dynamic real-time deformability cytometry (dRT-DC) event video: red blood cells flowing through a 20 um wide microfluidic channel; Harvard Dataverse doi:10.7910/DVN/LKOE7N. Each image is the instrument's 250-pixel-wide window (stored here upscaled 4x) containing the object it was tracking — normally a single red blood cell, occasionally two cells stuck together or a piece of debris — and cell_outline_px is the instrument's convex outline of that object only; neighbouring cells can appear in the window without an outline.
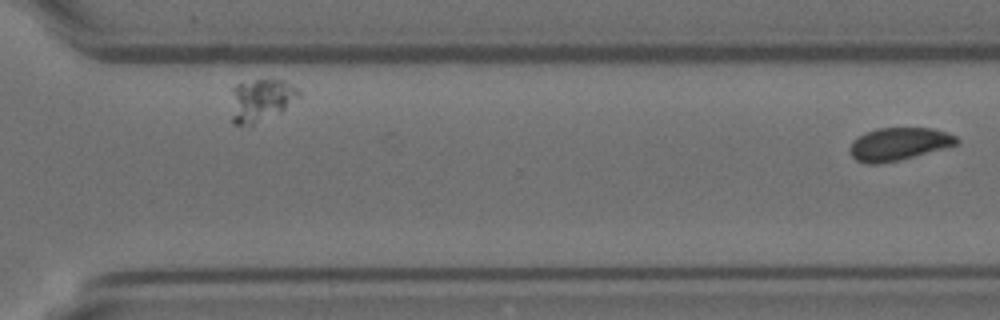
{"species": "Egyptian fruit bat (a non-hibernating species)", "species_latin": "Rousettus aegyptiacus", "temperature_condition": "room temperature", "stored_images_in_passage": 34, "segment_of_instrument_passage": [2, 2], "camera_frame_rate_fps": 3000, "um_per_image_px": 0.085, "animal": {"sex": "female"}, "frame": {"image": 1, "passage_image": 34, "time_ms": 11.0, "image_size_px": [1000, 320], "cell_outline_px": [[960, 144], [900, 160], [880, 164], [868, 164], [856, 160], [852, 156], [848, 148], [852, 140], [864, 132], [876, 128], [932, 128], [948, 132], [956, 136], [960, 140]], "centroid_in_image_um": [76.39, 12.24], "position_along_channel_um": 294.2, "area_um2": 20.75}}